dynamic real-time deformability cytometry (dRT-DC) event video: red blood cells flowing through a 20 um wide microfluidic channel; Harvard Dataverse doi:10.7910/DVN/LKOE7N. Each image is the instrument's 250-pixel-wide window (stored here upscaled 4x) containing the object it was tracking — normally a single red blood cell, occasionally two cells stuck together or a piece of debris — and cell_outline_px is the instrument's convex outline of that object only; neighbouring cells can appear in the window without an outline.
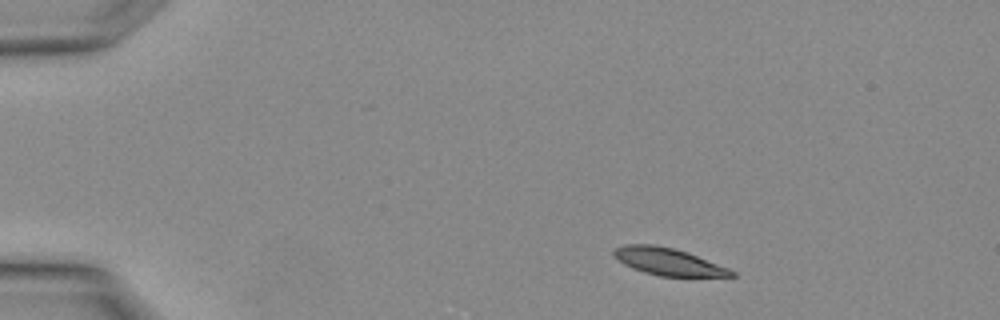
{"species": "Egyptian fruit bat (a non-hibernating species)", "species_latin": "Rousettus aegyptiacus", "temperature_condition": "warm", "stored_images_in_passage": 2, "camera_frame_rate_fps": 3000, "um_per_image_px": 0.085, "animal": {"sex": "female"}, "frame": {"image": 1, "passage_image": 1, "time_ms": 0.0, "image_size_px": [1000, 320], "cell_outline_px": [[736, 276], [660, 276], [644, 272], [632, 268], [624, 264], [612, 256], [612, 252], [616, 248], [624, 244], [652, 244], [672, 248], [688, 252], [728, 268], [736, 272]], "centroid_in_image_um": [56.76, 22.23], "position_along_channel_um": 28.2, "area_um2": 18.55}}